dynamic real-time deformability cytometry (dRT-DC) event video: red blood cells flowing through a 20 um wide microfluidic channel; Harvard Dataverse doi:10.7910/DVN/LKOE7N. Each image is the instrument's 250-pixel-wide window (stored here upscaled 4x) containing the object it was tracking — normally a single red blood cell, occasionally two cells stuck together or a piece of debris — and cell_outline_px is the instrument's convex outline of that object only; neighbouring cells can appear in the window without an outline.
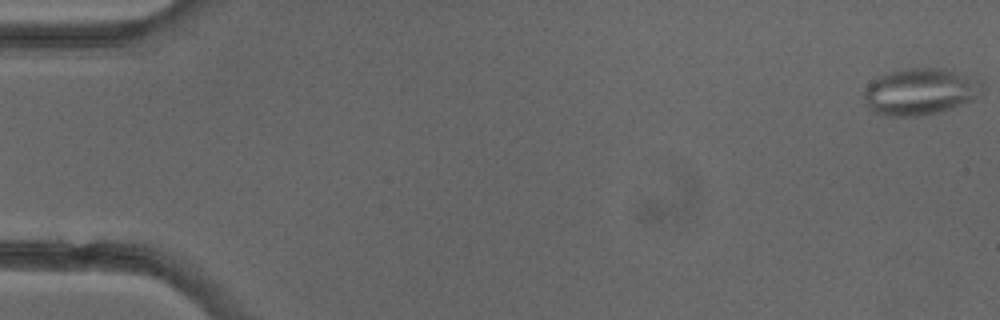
{"species": "common noctule bat (a hibernating species)", "species_latin": "Nyctalus noctula", "temperature_condition": "cold", "stored_images_in_passage": 5, "camera_frame_rate_fps": 3000, "um_per_image_px": 0.085, "animal": {"sex": "female"}, "frame": {"image": 1, "passage_image": 1, "time_ms": 0.0, "image_size_px": [1000, 320], "cell_outline_px": [[984, 88], [980, 96], [972, 100], [952, 108], [940, 112], [916, 116], [888, 116], [872, 112], [868, 108], [864, 100], [864, 92], [868, 84], [876, 76], [888, 72], [908, 68], [952, 68], [984, 80]], "centroid_in_image_um": [78.27, 7.76], "position_along_channel_um": 6.7, "area_um2": 33.06}}